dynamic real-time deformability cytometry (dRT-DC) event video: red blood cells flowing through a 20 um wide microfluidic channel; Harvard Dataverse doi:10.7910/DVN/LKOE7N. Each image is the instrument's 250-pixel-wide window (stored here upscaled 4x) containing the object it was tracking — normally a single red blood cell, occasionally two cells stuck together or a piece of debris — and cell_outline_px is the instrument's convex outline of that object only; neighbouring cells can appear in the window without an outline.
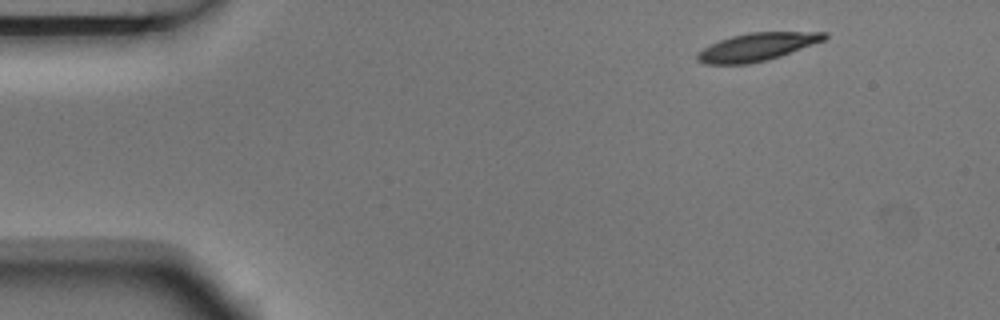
{"species": "Egyptian fruit bat (a non-hibernating species)", "species_latin": "Rousettus aegyptiacus", "temperature_condition": "room temperature", "stored_images_in_passage": 7, "camera_frame_rate_fps": 3000, "um_per_image_px": 0.085, "animal": {"sex": "male"}, "frame": {"image": 1, "passage_image": 1, "time_ms": 0.0, "image_size_px": [1000, 320], "cell_outline_px": [[828, 36], [824, 40], [780, 56], [768, 60], [748, 64], [704, 64], [696, 60], [696, 56], [704, 48], [720, 40], [732, 36], [752, 32], [828, 32]], "centroid_in_image_um": [64.35, 3.99], "position_along_channel_um": 20.7, "area_um2": 20.4}}
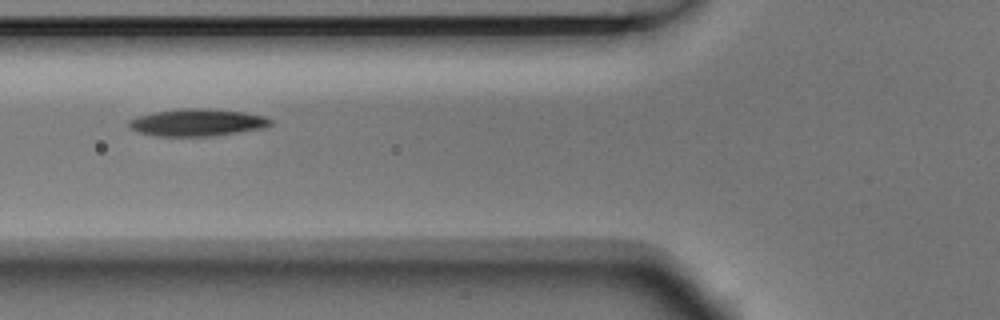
{"frame": {"image": 2, "passage_image": 5, "time_ms": 1.333, "image_size_px": [1000, 320], "cell_outline_px": [[272, 124], [264, 128], [212, 136], [152, 136], [136, 132], [128, 128], [128, 120], [136, 116], [152, 112], [180, 108], [208, 108], [244, 112], [264, 116], [272, 120]], "centroid_in_image_um": [16.7, 10.41], "position_along_channel_um": 109.1, "area_um2": 22.83}}
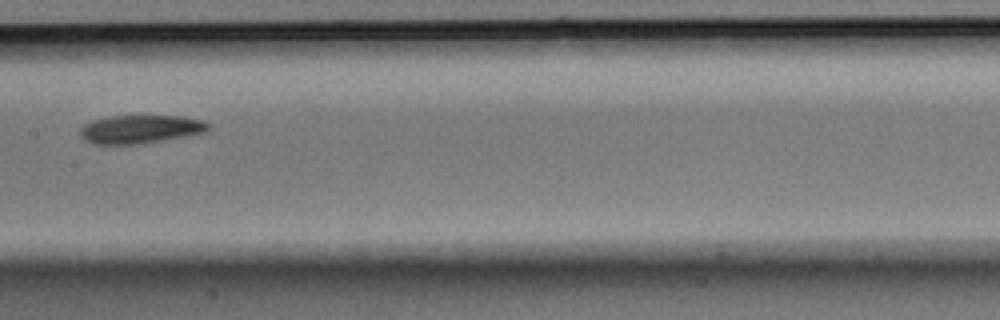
{"frame": {"image": 3, "passage_image": 7, "time_ms": 2.0, "image_size_px": [1000, 320], "cell_outline_px": [[212, 128], [208, 132], [140, 144], [92, 144], [84, 140], [80, 136], [80, 128], [84, 124], [92, 120], [108, 116], [184, 116], [200, 120], [212, 124]], "centroid_in_image_um": [11.95, 10.98], "position_along_channel_um": 195.5, "area_um2": 21.44}}